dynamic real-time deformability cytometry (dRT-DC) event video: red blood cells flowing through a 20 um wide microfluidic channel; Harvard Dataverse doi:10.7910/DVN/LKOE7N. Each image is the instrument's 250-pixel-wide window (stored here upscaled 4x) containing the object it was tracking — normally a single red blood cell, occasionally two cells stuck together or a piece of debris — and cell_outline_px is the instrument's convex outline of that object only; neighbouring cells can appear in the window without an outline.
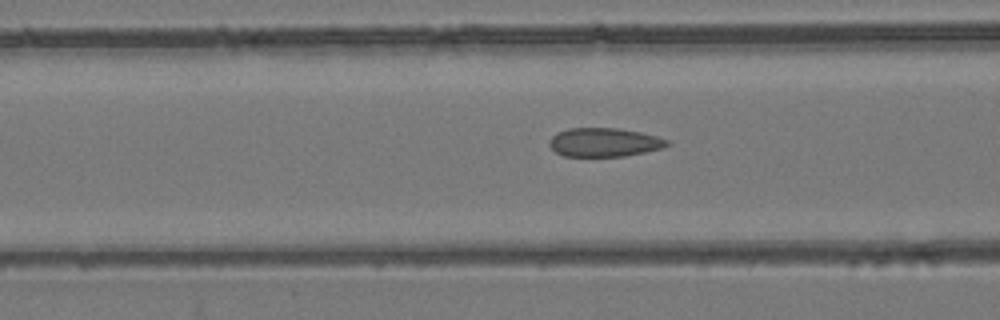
{"species": "common noctule bat (a hibernating species)", "species_latin": "Nyctalus noctula", "temperature_condition": "room temperature", "stored_images_in_passage": 26, "camera_frame_rate_fps": 3000, "um_per_image_px": 0.085, "animal": {"sex": "female", "body_mass_g": 24.6, "forearm_length_mm": 56.2}, "frame": {"image": 1, "passage_image": 4, "time_ms": 1.0, "image_size_px": [1000, 320], "cell_outline_px": [[672, 144], [664, 148], [624, 156], [564, 156], [556, 152], [548, 144], [548, 140], [556, 132], [568, 128], [616, 128], [640, 132], [656, 136], [668, 140]], "centroid_in_image_um": [51.35, 12.09], "position_along_channel_um": 115.2, "area_um2": 19.83}}
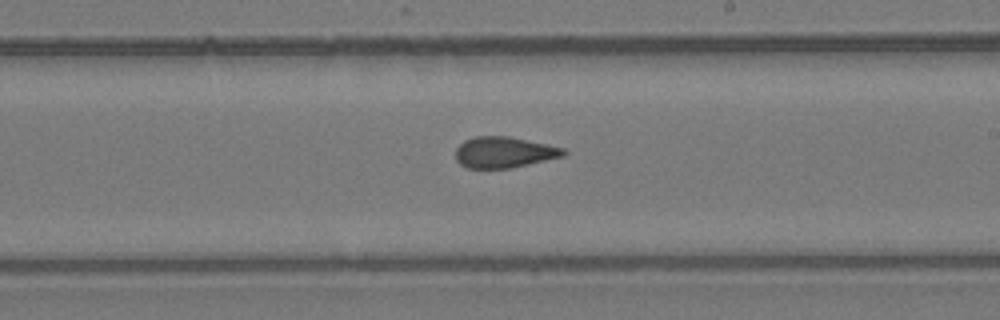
{"frame": {"image": 2, "passage_image": 14, "time_ms": 4.333, "image_size_px": [1000, 320], "cell_outline_px": [[568, 152], [564, 156], [528, 164], [508, 168], [468, 168], [460, 164], [456, 160], [456, 148], [464, 140], [476, 136], [508, 136], [564, 148]], "centroid_in_image_um": [42.83, 12.94], "position_along_channel_um": 246.2, "area_um2": 19.36}}
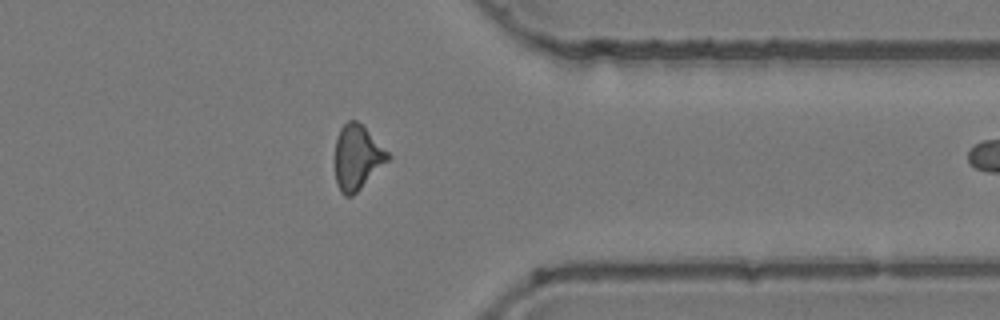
{"frame": {"image": 3, "passage_image": 25, "time_ms": 8.0, "image_size_px": [1000, 320], "cell_outline_px": [[392, 156], [352, 196], [344, 196], [340, 192], [336, 184], [332, 160], [336, 140], [340, 128], [348, 120], [356, 120]], "centroid_in_image_um": [30.28, 13.4], "position_along_channel_um": 381.1, "area_um2": 20.0}}